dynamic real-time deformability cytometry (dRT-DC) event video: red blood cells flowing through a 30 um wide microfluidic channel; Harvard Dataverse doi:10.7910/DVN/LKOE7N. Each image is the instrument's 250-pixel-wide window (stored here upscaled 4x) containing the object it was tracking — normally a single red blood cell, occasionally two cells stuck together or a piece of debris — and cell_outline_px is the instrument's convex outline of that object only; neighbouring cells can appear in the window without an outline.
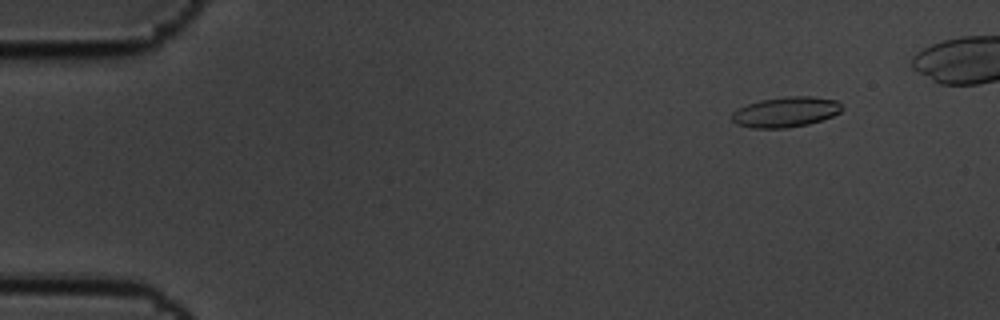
{"species": "common noctule bat (a hibernating species)", "species_latin": "Nyctalus noctula", "temperature_condition": "cold", "stored_images_in_passage": 6, "camera_frame_rate_fps": 3000, "um_per_image_px": 0.085, "animal": {"sex": "male", "body_mass_g": 19.5, "forearm_length_mm": 54.6}, "frame": {"image": 1, "passage_image": 2, "time_ms": 0.333, "image_size_px": [1000, 320], "cell_outline_px": [[844, 108], [840, 112], [832, 116], [808, 124], [784, 128], [752, 128], [736, 124], [732, 120], [732, 112], [748, 104], [760, 100], [788, 96], [812, 96], [836, 100]], "centroid_in_image_um": [66.79, 9.52], "position_along_channel_um": 18.2, "area_um2": 19.31}}